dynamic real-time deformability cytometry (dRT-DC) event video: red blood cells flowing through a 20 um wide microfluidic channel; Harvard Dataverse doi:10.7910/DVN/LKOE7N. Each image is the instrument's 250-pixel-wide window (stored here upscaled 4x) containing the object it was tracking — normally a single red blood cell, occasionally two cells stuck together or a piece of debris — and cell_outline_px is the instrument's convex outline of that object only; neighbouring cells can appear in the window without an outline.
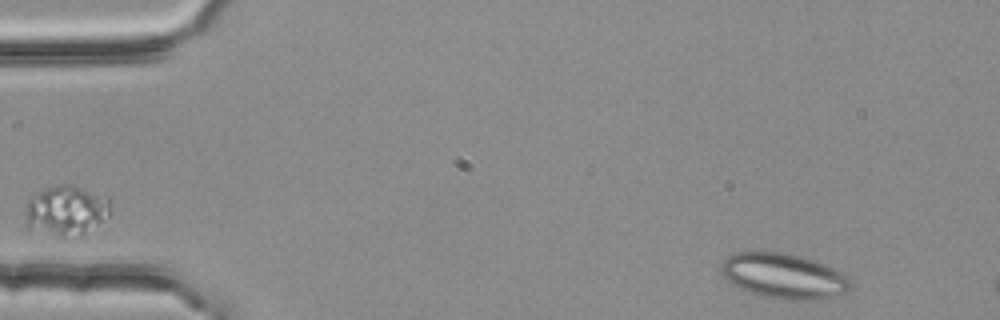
{"species": "common noctule bat (a hibernating species)", "species_latin": "Nyctalus noctula", "temperature_condition": "room temperature", "stored_images_in_passage": 4, "camera_frame_rate_fps": 3000, "um_per_image_px": 0.085, "animal": {"sex": "female", "body_mass_g": 25.1}, "frame": {"image": 1, "passage_image": 1, "time_ms": 0.0, "image_size_px": [1000, 320], "cell_outline_px": [[852, 288], [844, 292], [816, 300], [788, 300], [760, 296], [740, 288], [732, 284], [720, 272], [720, 264], [728, 256], [736, 252], [784, 252], [816, 260], [840, 272], [852, 284]], "centroid_in_image_um": [66.57, 23.45], "position_along_channel_um": 18.4, "area_um2": 33.93}}